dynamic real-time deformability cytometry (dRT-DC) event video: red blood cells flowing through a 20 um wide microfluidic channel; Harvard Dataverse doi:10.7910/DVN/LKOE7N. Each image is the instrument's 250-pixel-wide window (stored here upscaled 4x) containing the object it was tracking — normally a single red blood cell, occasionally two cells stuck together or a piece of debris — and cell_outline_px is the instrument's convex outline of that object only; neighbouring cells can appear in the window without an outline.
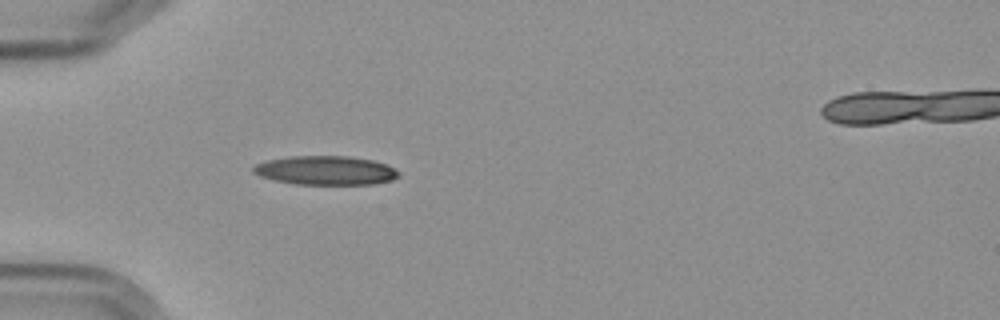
{"species": "Egyptian fruit bat (a non-hibernating species)", "species_latin": "Rousettus aegyptiacus", "temperature_condition": "cold", "stored_images_in_passage": 1, "camera_frame_rate_fps": 3000, "um_per_image_px": 0.085, "frame": {"image": 1, "passage_image": 1, "time_ms": 0.0, "image_size_px": [1000, 320], "cell_outline_px": [[400, 176], [392, 180], [372, 184], [296, 184], [272, 180], [260, 176], [252, 172], [252, 168], [256, 164], [268, 160], [292, 156], [348, 156], [372, 160], [384, 164], [400, 172]], "centroid_in_image_um": [27.66, 14.49], "position_along_channel_um": 57.3, "area_um2": 24.45}}